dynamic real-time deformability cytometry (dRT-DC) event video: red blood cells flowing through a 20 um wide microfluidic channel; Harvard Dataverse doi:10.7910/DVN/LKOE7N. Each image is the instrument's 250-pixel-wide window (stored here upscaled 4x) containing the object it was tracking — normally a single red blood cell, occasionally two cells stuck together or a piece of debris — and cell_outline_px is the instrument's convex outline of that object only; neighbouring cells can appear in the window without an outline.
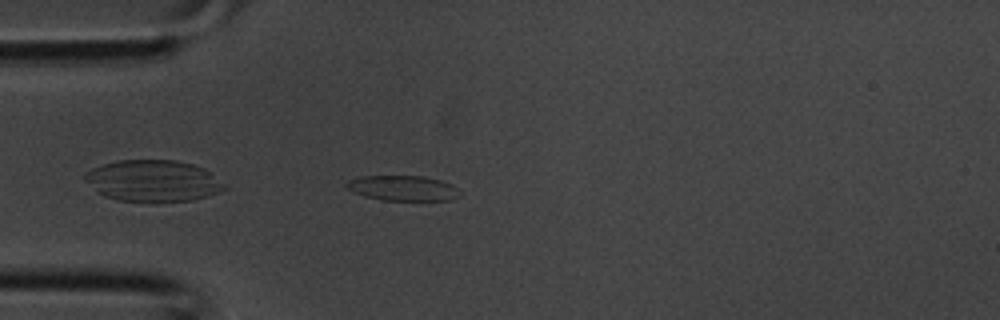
{"species": "common noctule bat (a hibernating species)", "species_latin": "Nyctalus noctula", "temperature_condition": "room temperature", "stored_images_in_passage": 29, "camera_frame_rate_fps": 3000, "um_per_image_px": 0.085, "animal": {"sex": "male", "body_mass_g": 20.1, "forearm_length_mm": 53.5}, "frame": {"image": 1, "passage_image": 2, "time_ms": 0.333, "image_size_px": [1000, 320], "cell_outline_px": [[460, 196], [452, 200], [380, 200], [364, 196], [348, 188], [344, 184], [348, 180], [360, 176], [424, 176], [440, 180], [452, 184], [460, 192]], "centroid_in_image_um": [34.26, 15.99], "position_along_channel_um": 50.7, "area_um2": 16.65}}
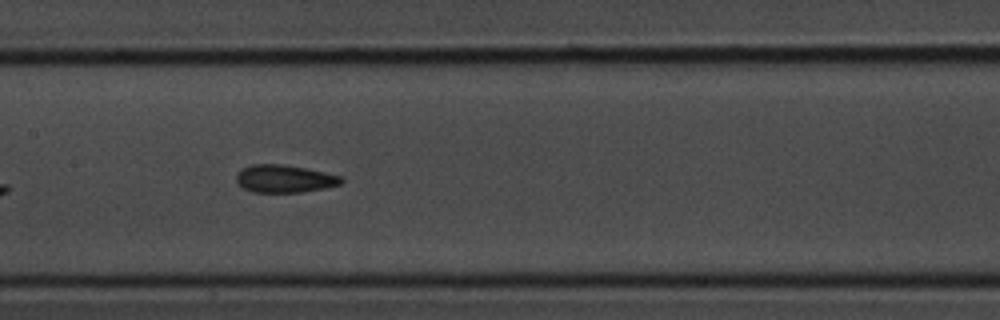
{"frame": {"image": 2, "passage_image": 10, "time_ms": 3.0, "image_size_px": [1000, 320], "cell_outline_px": [[344, 180], [340, 184], [324, 188], [300, 192], [252, 192], [236, 184], [236, 176], [240, 168], [252, 164], [284, 164], [308, 168], [344, 176]], "centroid_in_image_um": [24.18, 15.18], "position_along_channel_um": 183.2, "area_um2": 17.22}}
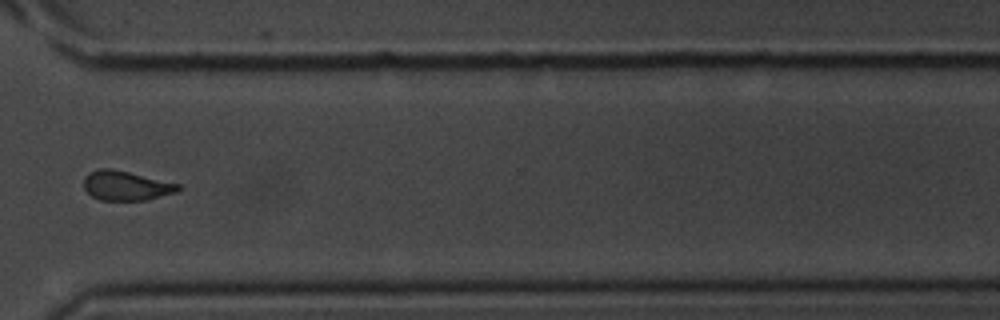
{"frame": {"image": 3, "passage_image": 20, "time_ms": 6.333, "image_size_px": [1000, 320], "cell_outline_px": [[184, 188], [180, 192], [144, 200], [100, 200], [92, 196], [84, 188], [84, 176], [88, 172], [100, 168], [112, 168], [180, 184]], "centroid_in_image_um": [10.75, 15.78], "position_along_channel_um": 359.9, "area_um2": 16.42}}